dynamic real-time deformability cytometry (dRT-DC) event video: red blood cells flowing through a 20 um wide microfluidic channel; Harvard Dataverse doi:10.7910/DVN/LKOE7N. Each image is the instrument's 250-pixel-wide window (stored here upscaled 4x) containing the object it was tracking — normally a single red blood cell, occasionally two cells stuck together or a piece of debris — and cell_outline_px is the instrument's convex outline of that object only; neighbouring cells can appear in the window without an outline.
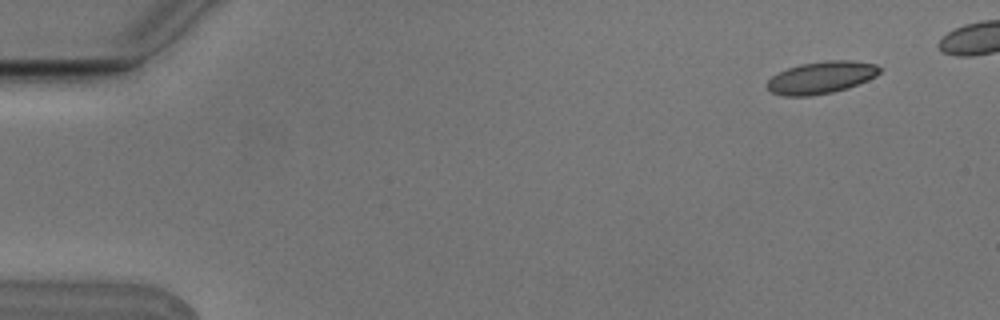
{"species": "Egyptian fruit bat (a non-hibernating species)", "species_latin": "Rousettus aegyptiacus", "temperature_condition": "cold", "stored_images_in_passage": 6, "camera_frame_rate_fps": 3000, "um_per_image_px": 0.085, "animal": {"sex": "male"}, "frame": {"image": 1, "passage_image": 2, "time_ms": 0.333, "image_size_px": [1000, 320], "cell_outline_px": [[880, 72], [876, 76], [868, 80], [848, 88], [832, 92], [812, 96], [784, 96], [772, 92], [764, 84], [772, 76], [788, 68], [800, 64], [828, 60], [852, 60], [876, 64], [880, 68]], "centroid_in_image_um": [69.8, 6.59], "position_along_channel_um": 15.2, "area_um2": 21.15}}